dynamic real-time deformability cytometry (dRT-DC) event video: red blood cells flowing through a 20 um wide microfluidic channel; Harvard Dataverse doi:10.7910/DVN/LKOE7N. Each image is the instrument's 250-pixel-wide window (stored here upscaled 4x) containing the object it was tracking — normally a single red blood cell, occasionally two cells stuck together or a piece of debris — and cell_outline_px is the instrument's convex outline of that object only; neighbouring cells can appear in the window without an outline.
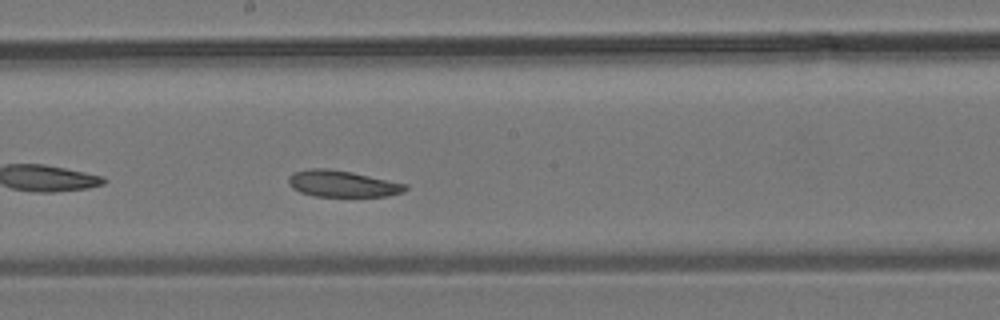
{"species": "common noctule bat (a hibernating species)", "species_latin": "Nyctalus noctula", "temperature_condition": "room temperature", "stored_images_in_passage": 35, "camera_frame_rate_fps": 3000, "um_per_image_px": 0.085, "animal": {"sex": "male", "body_mass_g": 19.2, "forearm_length_mm": 51.8}, "frame": {"image": 1, "passage_image": 16, "time_ms": 5.0, "image_size_px": [1000, 320], "cell_outline_px": [[408, 188], [404, 192], [388, 196], [312, 196], [300, 192], [292, 188], [288, 184], [288, 176], [292, 172], [308, 168], [328, 168], [352, 172], [408, 184]], "centroid_in_image_um": [29.08, 15.61], "position_along_channel_um": 219.1, "area_um2": 18.26}}